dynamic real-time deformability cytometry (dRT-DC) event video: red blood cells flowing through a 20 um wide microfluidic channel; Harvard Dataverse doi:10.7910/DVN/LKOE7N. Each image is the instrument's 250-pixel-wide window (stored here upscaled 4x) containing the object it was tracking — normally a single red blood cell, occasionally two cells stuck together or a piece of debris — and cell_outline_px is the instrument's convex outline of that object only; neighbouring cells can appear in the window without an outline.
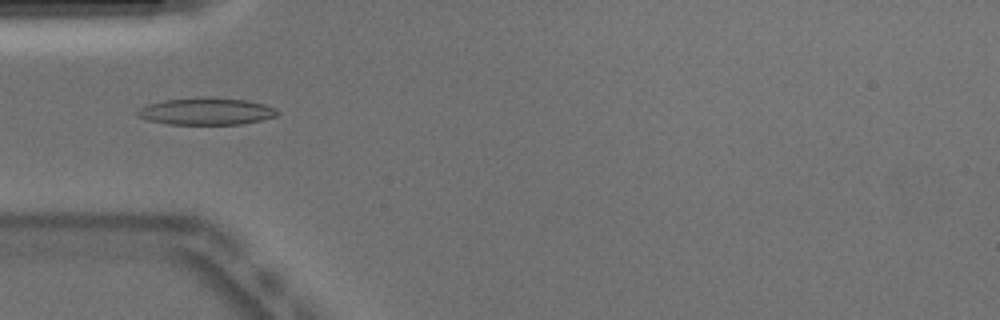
{"species": "Egyptian fruit bat (a non-hibernating species)", "species_latin": "Rousettus aegyptiacus", "temperature_condition": "warm", "stored_images_in_passage": 50, "camera_frame_rate_fps": 3000, "um_per_image_px": 0.085, "animal": {"sex": "male"}, "frame": {"image": 1, "passage_image": 15, "time_ms": 4.667, "image_size_px": [1000, 320], "cell_outline_px": [[280, 112], [276, 116], [260, 120], [240, 124], [168, 124], [148, 120], [140, 116], [136, 112], [140, 108], [148, 104], [164, 100], [248, 100], [264, 104], [276, 108]], "centroid_in_image_um": [17.57, 9.51], "position_along_channel_um": 67.4, "area_um2": 20.87}}
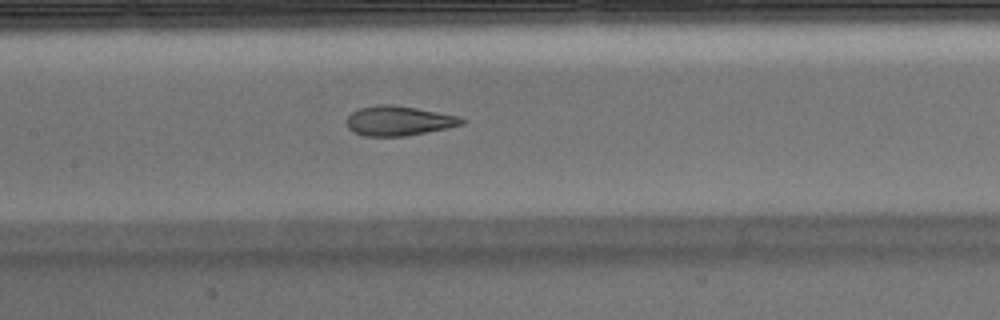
{"frame": {"image": 2, "passage_image": 23, "time_ms": 7.333, "image_size_px": [1000, 320], "cell_outline_px": [[468, 120], [464, 124], [448, 128], [404, 136], [364, 136], [352, 132], [348, 128], [348, 116], [352, 112], [360, 108], [376, 104], [392, 104], [416, 108], [460, 116]], "centroid_in_image_um": [33.92, 10.26], "position_along_channel_um": 173.5, "area_um2": 20.0}}
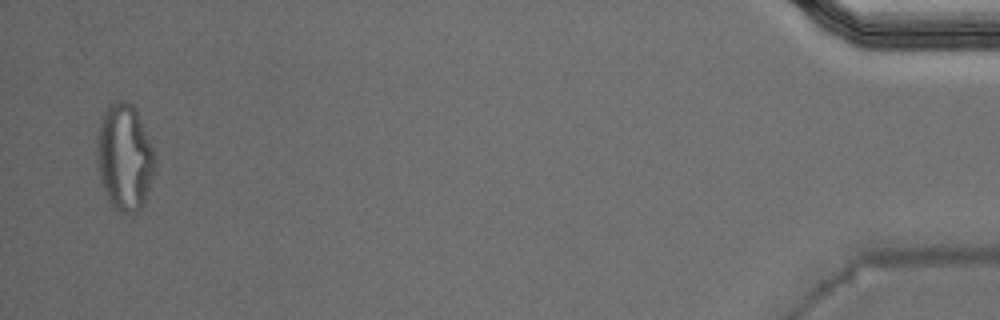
{"frame": {"image": 3, "passage_image": 49, "time_ms": 16.0, "image_size_px": [1000, 320], "cell_outline_px": [[156, 168], [144, 204], [132, 216], [120, 212], [112, 208], [104, 192], [100, 180], [96, 160], [96, 132], [104, 112], [108, 104], [116, 100], [124, 100], [132, 104], [136, 108], [152, 148], [156, 164]], "centroid_in_image_um": [10.56, 13.39], "position_along_channel_um": 424.6, "area_um2": 36.76}, "authors_computed_cell_mechanics": {"area_um2": 20.5768, "velocity_mm_per_s": 3.9277, "shape_relaxation_time_tau1_ms": null, "shape_relaxation_time_tau2_ms": 1.1938, "deformation_change_tau1": null, "deformation_change_tau2": 0.0886}}